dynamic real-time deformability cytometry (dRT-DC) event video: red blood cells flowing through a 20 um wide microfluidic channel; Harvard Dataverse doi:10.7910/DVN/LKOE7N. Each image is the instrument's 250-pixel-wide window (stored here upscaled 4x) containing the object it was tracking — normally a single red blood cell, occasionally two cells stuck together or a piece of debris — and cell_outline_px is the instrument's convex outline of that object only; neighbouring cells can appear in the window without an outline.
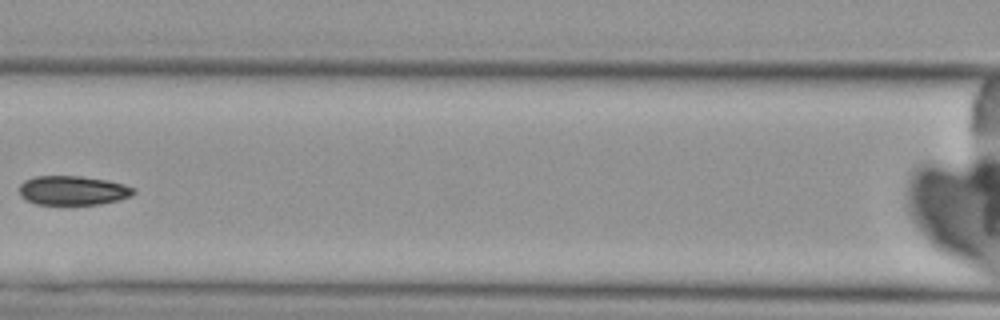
{"species": "Egyptian fruit bat (a non-hibernating species)", "species_latin": "Rousettus aegyptiacus", "temperature_condition": "cold", "stored_images_in_passage": 5, "camera_frame_rate_fps": 3000, "um_per_image_px": 0.085, "animal": {"sex": "female"}, "frame": {"image": 1, "passage_image": 5, "time_ms": 5.667, "image_size_px": [1000, 320], "cell_outline_px": [[136, 192], [132, 196], [100, 204], [36, 204], [20, 196], [20, 184], [24, 180], [36, 176], [80, 176], [108, 180], [124, 184], [132, 188]], "centroid_in_image_um": [6.19, 16.18], "position_along_channel_um": 160.4, "area_um2": 19.36}}